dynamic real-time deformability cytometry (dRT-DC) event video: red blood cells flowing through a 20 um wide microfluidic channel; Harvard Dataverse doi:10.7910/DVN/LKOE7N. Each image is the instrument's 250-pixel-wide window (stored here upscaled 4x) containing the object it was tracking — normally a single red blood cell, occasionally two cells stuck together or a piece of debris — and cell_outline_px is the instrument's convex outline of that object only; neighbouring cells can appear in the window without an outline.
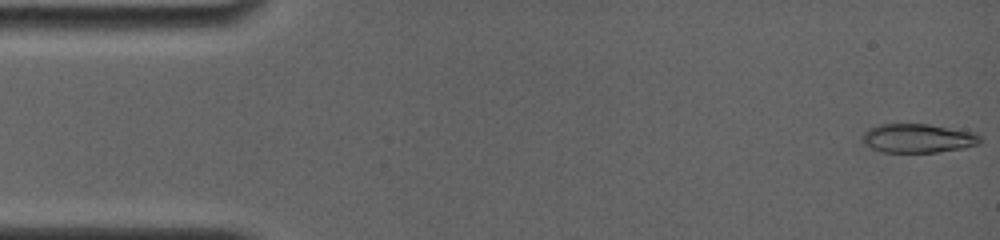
{"species": "common noctule bat (a hibernating species)", "species_latin": "Nyctalus noctula", "temperature_condition": "room temperature", "stored_images_in_passage": 19, "camera_frame_rate_fps": 4000, "um_per_image_px": 0.085, "animal": {"sex": "female", "body_mass_g": 19.0, "forearm_length_mm": 56.7}, "frame": {"image": 1, "passage_image": 1, "time_ms": 0.0, "image_size_px": [1000, 240], "cell_outline_px": [[980, 144], [964, 148], [936, 152], [880, 152], [864, 144], [860, 140], [860, 136], [868, 128], [884, 124], [928, 124], [972, 132], [980, 136]], "centroid_in_image_um": [77.97, 11.76], "position_along_channel_um": 7.0, "area_um2": 19.88}}
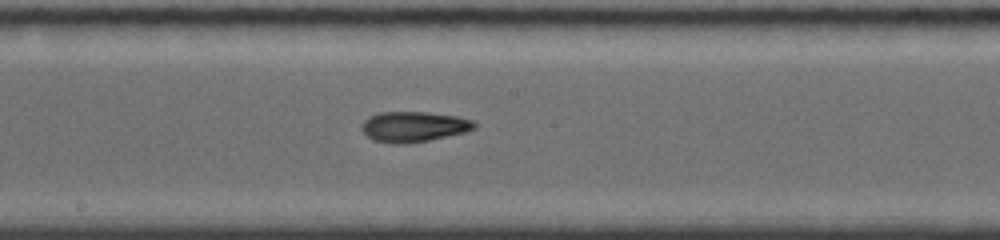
{"frame": {"image": 2, "passage_image": 11, "time_ms": 8.5, "image_size_px": [1000, 240], "cell_outline_px": [[476, 128], [464, 132], [428, 140], [408, 144], [396, 144], [372, 140], [360, 128], [360, 124], [368, 116], [380, 112], [424, 112], [456, 116], [472, 120], [476, 124]], "centroid_in_image_um": [35.11, 10.77], "position_along_channel_um": 213.1, "area_um2": 19.94}}
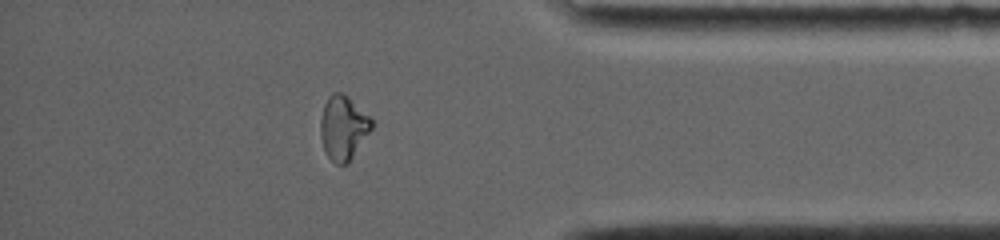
{"frame": {"image": 3, "passage_image": 17, "time_ms": 13.75, "image_size_px": [1000, 240], "cell_outline_px": [[372, 128], [348, 164], [336, 164], [328, 156], [324, 148], [320, 136], [320, 120], [324, 104], [328, 96], [332, 92], [344, 92], [372, 120]], "centroid_in_image_um": [29.15, 10.84], "position_along_channel_um": 406.0, "area_um2": 19.02}, "authors_computed_cell_mechanics": {"area_um2": 19.4786, "velocity_mm_per_s": 3.8869, "shape_relaxation_time_tau1_ms": null, "shape_relaxation_time_tau2_ms": 4.2094, "deformation_change_tau1": null, "deformation_change_tau2": 0.0906}}